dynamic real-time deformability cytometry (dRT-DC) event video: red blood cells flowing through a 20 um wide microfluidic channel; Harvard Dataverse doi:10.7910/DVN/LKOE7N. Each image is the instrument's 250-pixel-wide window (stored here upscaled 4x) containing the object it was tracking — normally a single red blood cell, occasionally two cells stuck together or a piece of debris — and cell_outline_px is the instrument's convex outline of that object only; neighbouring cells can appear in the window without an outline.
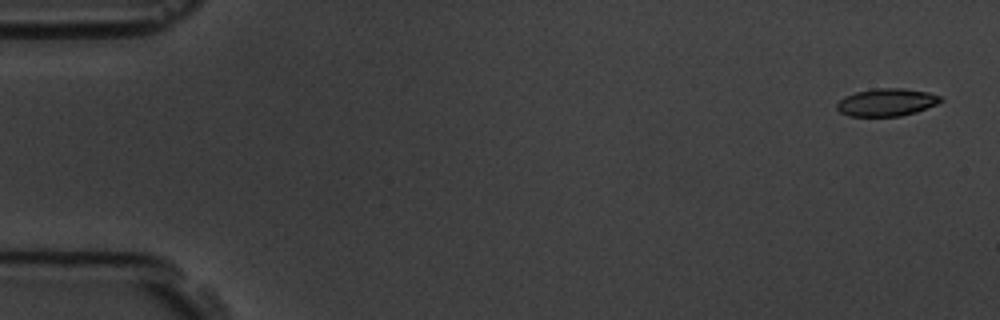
{"species": "common noctule bat (a hibernating species)", "species_latin": "Nyctalus noctula", "temperature_condition": "room temperature", "stored_images_in_passage": 16, "camera_frame_rate_fps": 3000, "um_per_image_px": 0.085, "animal": {"sex": "male", "body_mass_g": 19.5, "forearm_length_mm": 54.6}, "frame": {"image": 1, "passage_image": 2, "time_ms": 0.333, "image_size_px": [1000, 320], "cell_outline_px": [[944, 100], [936, 104], [916, 112], [900, 116], [848, 116], [840, 112], [836, 108], [836, 104], [844, 96], [856, 92], [876, 88], [904, 88], [928, 92], [940, 96]], "centroid_in_image_um": [75.35, 8.69], "position_along_channel_um": 9.7, "area_um2": 16.7}}